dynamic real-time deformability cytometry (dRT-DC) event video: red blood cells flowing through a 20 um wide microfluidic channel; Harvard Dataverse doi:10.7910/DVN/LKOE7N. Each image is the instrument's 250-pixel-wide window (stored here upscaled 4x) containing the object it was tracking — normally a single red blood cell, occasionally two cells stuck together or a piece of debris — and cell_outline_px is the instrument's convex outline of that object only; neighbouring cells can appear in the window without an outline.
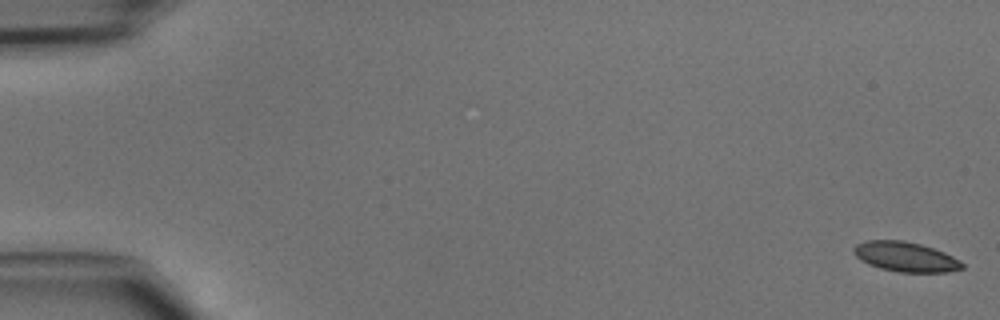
{"species": "common noctule bat (a hibernating species)", "species_latin": "Nyctalus noctula", "temperature_condition": "cold", "stored_images_in_passage": 48, "camera_frame_rate_fps": 3000, "um_per_image_px": 0.085, "animal": {"sex": "male", "body_mass_g": 15.6}, "frame": {"image": 1, "passage_image": 1, "time_ms": 0.0, "image_size_px": [1000, 320], "cell_outline_px": [[964, 268], [948, 272], [900, 272], [880, 268], [868, 264], [860, 260], [852, 252], [852, 248], [856, 244], [868, 240], [904, 240], [920, 244], [944, 252], [960, 260], [964, 264]], "centroid_in_image_um": [76.95, 21.82], "position_along_channel_um": 8.0, "area_um2": 18.9}}
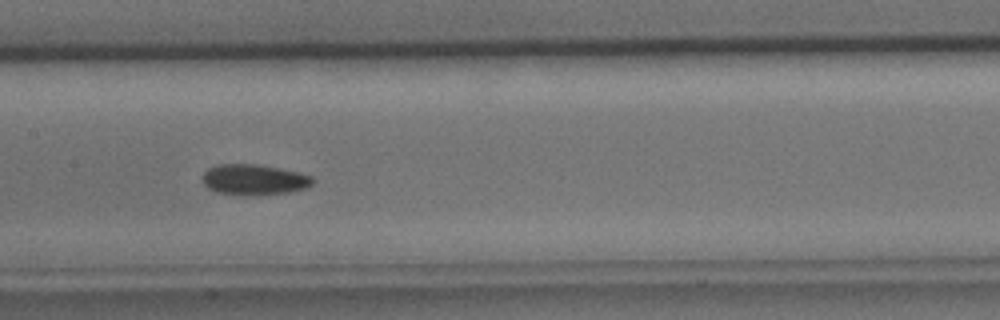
{"frame": {"image": 2, "passage_image": 24, "time_ms": 7.667, "image_size_px": [1000, 320], "cell_outline_px": [[316, 180], [312, 184], [304, 188], [288, 192], [260, 196], [240, 196], [216, 192], [208, 188], [204, 184], [204, 172], [208, 168], [220, 164], [256, 164], [296, 172], [312, 176]], "centroid_in_image_um": [21.58, 15.3], "position_along_channel_um": 185.8, "area_um2": 19.77}}
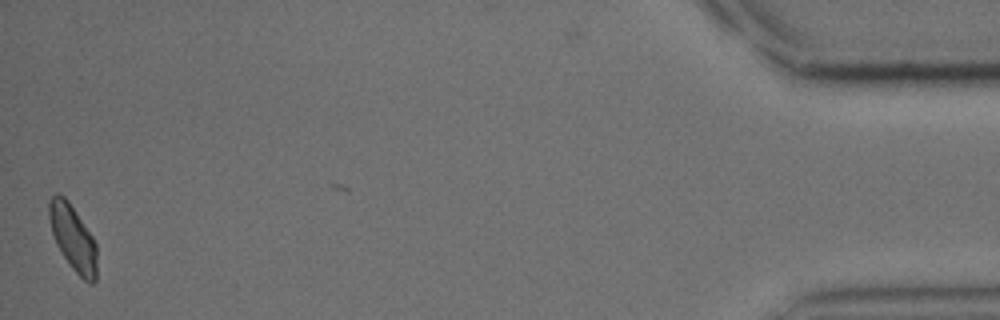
{"frame": {"image": 3, "passage_image": 47, "time_ms": 15.333, "image_size_px": [1000, 320], "cell_outline_px": [[96, 280], [92, 284], [88, 284], [72, 268], [56, 244], [52, 232], [48, 216], [48, 200], [56, 192], [64, 196], [68, 200], [92, 236], [96, 244]], "centroid_in_image_um": [6.18, 20.2], "position_along_channel_um": 429.0, "area_um2": 18.21}}